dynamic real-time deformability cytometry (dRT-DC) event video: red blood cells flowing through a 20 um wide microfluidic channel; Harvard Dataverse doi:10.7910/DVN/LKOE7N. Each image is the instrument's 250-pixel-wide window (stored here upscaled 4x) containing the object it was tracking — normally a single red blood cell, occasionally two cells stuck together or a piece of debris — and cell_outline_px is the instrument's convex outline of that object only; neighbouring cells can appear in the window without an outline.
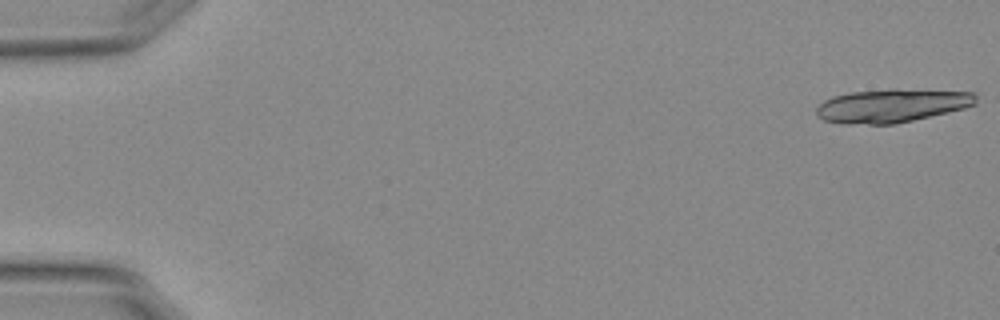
{"species": "Egyptian fruit bat (a non-hibernating species)", "species_latin": "Rousettus aegyptiacus", "temperature_condition": "warm", "stored_images_in_passage": 17, "camera_frame_rate_fps": 3000, "um_per_image_px": 0.085, "animal": {"sex": "female"}, "frame": {"image": 1, "passage_image": 1, "time_ms": 0.0, "image_size_px": [1000, 320], "cell_outline_px": [[976, 104], [964, 108], [912, 120], [892, 124], [844, 124], [824, 120], [816, 112], [816, 108], [824, 100], [832, 96], [848, 92], [892, 88], [896, 88], [972, 92], [976, 96]], "centroid_in_image_um": [75.78, 8.96], "position_along_channel_um": 9.2, "area_um2": 31.15}}
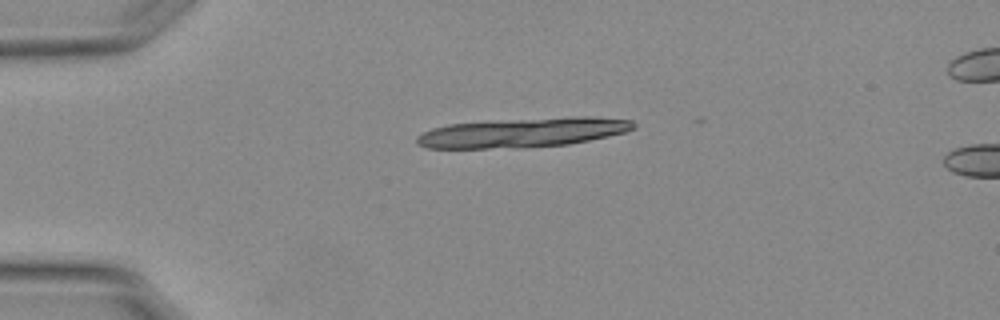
{"frame": {"image": 2, "passage_image": 13, "time_ms": 4.0, "image_size_px": [1000, 320], "cell_outline_px": [[636, 124], [632, 128], [624, 132], [608, 136], [568, 144], [488, 148], [428, 148], [416, 144], [416, 136], [432, 128], [448, 124], [568, 116], [588, 116], [632, 120]], "centroid_in_image_um": [44.42, 11.25], "position_along_channel_um": 40.6, "area_um2": 36.65}}